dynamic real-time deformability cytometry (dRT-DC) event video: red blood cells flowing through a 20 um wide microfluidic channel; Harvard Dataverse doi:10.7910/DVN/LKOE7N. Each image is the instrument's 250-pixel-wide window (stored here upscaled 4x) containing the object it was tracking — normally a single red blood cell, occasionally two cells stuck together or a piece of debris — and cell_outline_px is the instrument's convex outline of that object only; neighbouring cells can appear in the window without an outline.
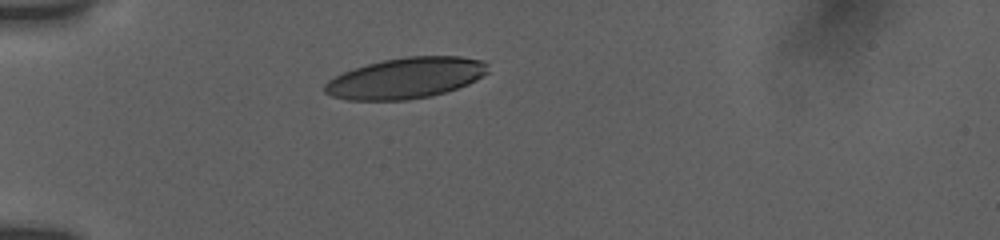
{"species": "human", "species_latin": "Homo sapiens", "temperature_condition": "room temperature", "stored_images_in_passage": 6, "camera_frame_rate_fps": 3000, "um_per_image_px": 0.085, "donor": {"sex": "female"}, "frame": {"image": 1, "passage_image": 1, "time_ms": 0.0, "image_size_px": [1000, 240], "cell_outline_px": [[488, 72], [476, 80], [468, 84], [444, 92], [428, 96], [404, 100], [348, 100], [332, 96], [324, 92], [324, 84], [328, 80], [344, 72], [368, 64], [384, 60], [404, 56], [460, 56], [484, 60], [488, 64]], "centroid_in_image_um": [34.51, 6.63], "position_along_channel_um": 50.5, "area_um2": 38.67}}
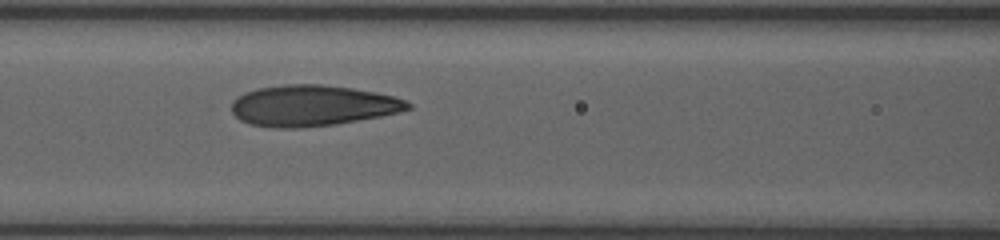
{"frame": {"image": 2, "passage_image": 5, "time_ms": 3.0, "image_size_px": [1000, 240], "cell_outline_px": [[412, 108], [400, 112], [380, 116], [336, 124], [300, 128], [276, 128], [252, 124], [240, 120], [232, 112], [232, 100], [236, 96], [244, 92], [256, 88], [284, 84], [320, 84], [352, 88], [376, 92], [392, 96], [404, 100], [412, 104]], "centroid_in_image_um": [26.53, 8.97], "position_along_channel_um": 140.1, "area_um2": 42.19}}
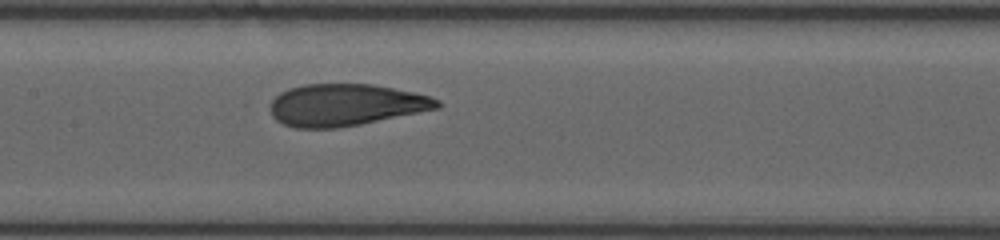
{"frame": {"image": 3, "passage_image": 6, "time_ms": 4.0, "image_size_px": [1000, 240], "cell_outline_px": [[440, 108], [360, 124], [336, 128], [296, 128], [284, 124], [276, 120], [272, 116], [272, 100], [280, 92], [288, 88], [304, 84], [372, 84], [412, 92], [428, 96], [440, 100]], "centroid_in_image_um": [29.36, 8.92], "position_along_channel_um": 178.0, "area_um2": 40.52}}